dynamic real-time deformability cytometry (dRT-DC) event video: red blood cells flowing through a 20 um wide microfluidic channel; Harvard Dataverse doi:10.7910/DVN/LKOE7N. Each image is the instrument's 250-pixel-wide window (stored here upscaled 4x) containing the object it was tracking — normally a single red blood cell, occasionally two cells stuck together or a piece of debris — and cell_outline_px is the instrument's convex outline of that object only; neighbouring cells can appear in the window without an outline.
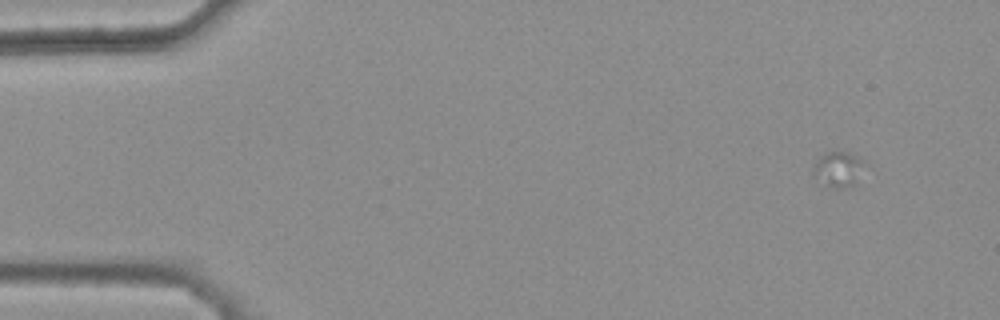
{"species": "common noctule bat (a hibernating species)", "species_latin": "Nyctalus noctula", "temperature_condition": "warm", "stored_images_in_passage": 14, "camera_frame_rate_fps": 3000, "um_per_image_px": 0.085, "animal": {"sex": "female", "body_mass_g": 25.1}, "frame": {"image": 1, "passage_image": 3, "time_ms": 0.667, "image_size_px": [1000, 320], "cell_outline_px": [[868, 164], [852, 184], [840, 188], [832, 188], [812, 176], [812, 168], [816, 160], [820, 156], [828, 152], [848, 152], [864, 160]], "centroid_in_image_um": [71.24, 14.36], "position_along_channel_um": 13.8, "area_um2": 10.52}}